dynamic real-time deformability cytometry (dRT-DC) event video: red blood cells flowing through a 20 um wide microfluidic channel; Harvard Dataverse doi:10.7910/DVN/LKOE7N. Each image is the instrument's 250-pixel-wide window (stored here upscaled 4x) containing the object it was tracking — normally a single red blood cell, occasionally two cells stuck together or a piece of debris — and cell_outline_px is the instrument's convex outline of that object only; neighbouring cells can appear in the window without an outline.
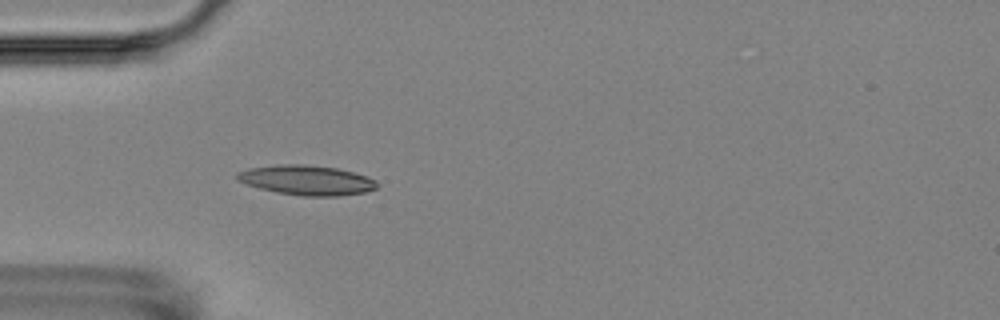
{"species": "Egyptian fruit bat (a non-hibernating species)", "species_latin": "Rousettus aegyptiacus", "temperature_condition": "room temperature", "stored_images_in_passage": 2, "camera_frame_rate_fps": 3000, "um_per_image_px": 0.085, "animal": {"sex": "female"}, "frame": {"image": 1, "passage_image": 2, "time_ms": 1.333, "image_size_px": [1000, 320], "cell_outline_px": [[376, 188], [364, 192], [340, 196], [300, 196], [276, 192], [260, 188], [236, 180], [236, 172], [248, 168], [276, 164], [304, 164], [336, 168], [368, 176], [376, 180]], "centroid_in_image_um": [26.04, 15.31], "position_along_channel_um": 59.0, "area_um2": 24.33}}